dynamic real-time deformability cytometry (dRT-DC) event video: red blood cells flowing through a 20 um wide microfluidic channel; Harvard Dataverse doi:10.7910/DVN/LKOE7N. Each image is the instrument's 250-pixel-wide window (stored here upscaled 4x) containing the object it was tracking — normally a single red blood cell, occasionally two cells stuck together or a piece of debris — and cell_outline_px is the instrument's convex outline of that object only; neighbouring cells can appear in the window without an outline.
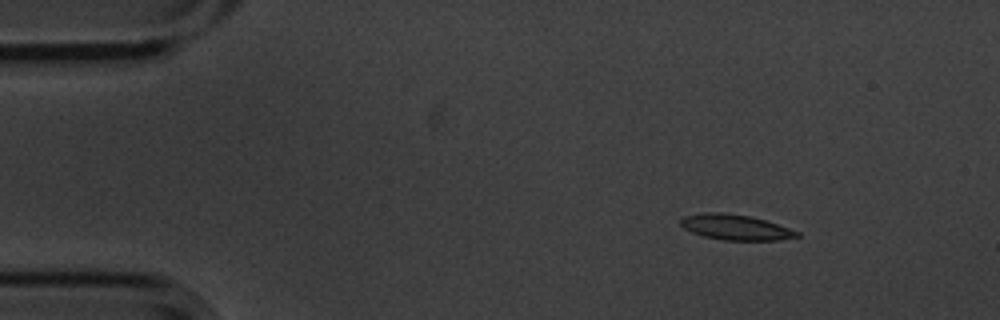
{"species": "common noctule bat (a hibernating species)", "species_latin": "Nyctalus noctula", "temperature_condition": "cold", "stored_images_in_passage": 6, "camera_frame_rate_fps": 3000, "um_per_image_px": 0.085, "animal": {"sex": "male", "body_mass_g": 20.1, "forearm_length_mm": 53.5}, "frame": {"image": 1, "passage_image": 3, "time_ms": 0.667, "image_size_px": [1000, 320], "cell_outline_px": [[800, 236], [780, 240], [724, 240], [704, 236], [692, 232], [684, 228], [680, 224], [680, 220], [684, 216], [704, 212], [720, 212], [752, 216], [800, 232]], "centroid_in_image_um": [62.51, 19.31], "position_along_channel_um": 22.5, "area_um2": 17.11}}
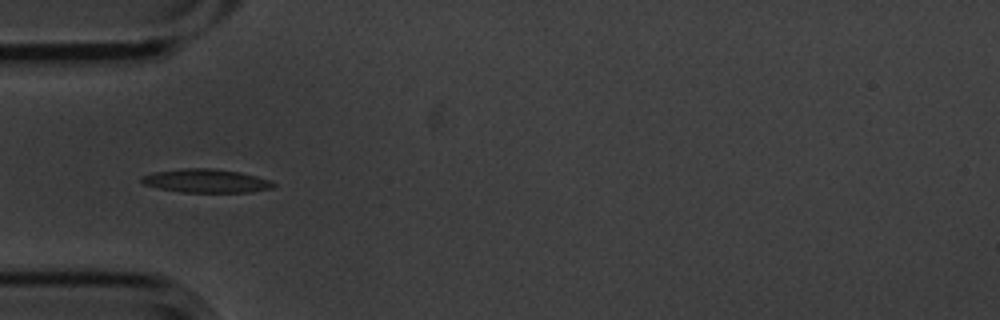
{"frame": {"image": 2, "passage_image": 6, "time_ms": 1.667, "image_size_px": [1000, 320], "cell_outline_px": [[276, 184], [272, 188], [252, 192], [180, 192], [156, 188], [144, 184], [140, 180], [140, 176], [152, 172], [180, 168], [212, 168], [240, 172], [256, 176], [268, 180]], "centroid_in_image_um": [17.46, 15.37], "position_along_channel_um": 67.5, "area_um2": 18.26}}